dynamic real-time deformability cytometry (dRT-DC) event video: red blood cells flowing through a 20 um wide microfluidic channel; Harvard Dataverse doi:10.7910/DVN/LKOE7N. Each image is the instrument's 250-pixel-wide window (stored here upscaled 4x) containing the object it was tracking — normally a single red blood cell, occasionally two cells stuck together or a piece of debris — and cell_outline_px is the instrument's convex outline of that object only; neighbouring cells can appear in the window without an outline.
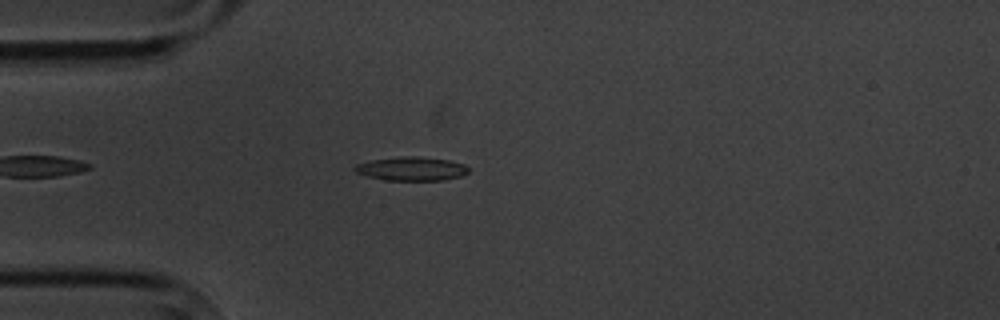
{"species": "common noctule bat (a hibernating species)", "species_latin": "Nyctalus noctula", "temperature_condition": "cold", "stored_images_in_passage": 2, "camera_frame_rate_fps": 3000, "um_per_image_px": 0.085, "animal": {"sex": "male", "body_mass_g": 20.1, "forearm_length_mm": 53.5}, "frame": {"image": 1, "passage_image": 2, "time_ms": 1.333, "image_size_px": [1000, 320], "cell_outline_px": [[468, 172], [460, 176], [444, 180], [384, 180], [368, 176], [356, 172], [352, 168], [356, 164], [372, 160], [400, 156], [416, 156], [448, 160], [464, 164], [468, 168]], "centroid_in_image_um": [34.96, 14.34], "position_along_channel_um": 50.0, "area_um2": 15.66}}